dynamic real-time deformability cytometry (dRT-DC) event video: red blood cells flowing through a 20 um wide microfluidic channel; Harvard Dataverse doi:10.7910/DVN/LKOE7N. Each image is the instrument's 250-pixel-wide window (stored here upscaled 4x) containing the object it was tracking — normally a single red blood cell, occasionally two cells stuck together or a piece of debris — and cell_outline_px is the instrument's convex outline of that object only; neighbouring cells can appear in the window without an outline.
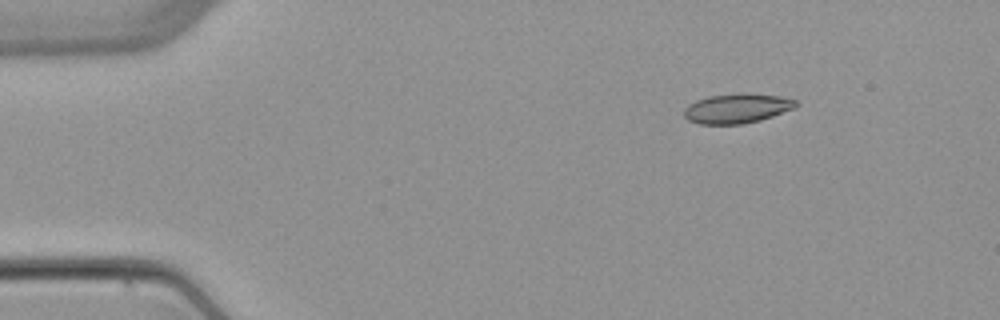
{"species": "common noctule bat (a hibernating species)", "species_latin": "Nyctalus noctula", "temperature_condition": "warm", "stored_images_in_passage": 3, "camera_frame_rate_fps": 3000, "um_per_image_px": 0.085, "animal": {"sex": "female", "body_mass_g": 22.7, "forearm_length_mm": 54.2}, "frame": {"image": 1, "passage_image": 1, "time_ms": 0.0, "image_size_px": [1000, 320], "cell_outline_px": [[800, 104], [796, 108], [760, 120], [744, 124], [700, 124], [688, 120], [684, 116], [684, 108], [688, 104], [696, 100], [708, 96], [744, 92], [748, 92], [780, 96], [796, 100]], "centroid_in_image_um": [62.66, 9.2], "position_along_channel_um": 22.3, "area_um2": 19.65}}